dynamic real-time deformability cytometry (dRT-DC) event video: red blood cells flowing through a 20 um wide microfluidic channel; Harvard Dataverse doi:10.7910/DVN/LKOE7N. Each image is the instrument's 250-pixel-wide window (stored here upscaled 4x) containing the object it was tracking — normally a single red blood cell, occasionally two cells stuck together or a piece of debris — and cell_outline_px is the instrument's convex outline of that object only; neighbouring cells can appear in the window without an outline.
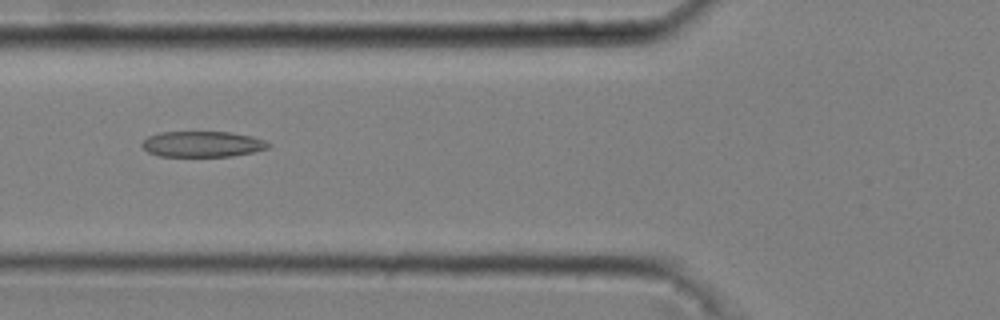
{"species": "common noctule bat (a hibernating species)", "species_latin": "Nyctalus noctula", "temperature_condition": "cold", "stored_images_in_passage": 49, "camera_frame_rate_fps": 3000, "um_per_image_px": 0.085, "animal": {"sex": "male", "body_mass_g": 20.4}, "frame": {"image": 1, "passage_image": 20, "time_ms": 6.333, "image_size_px": [1000, 320], "cell_outline_px": [[272, 144], [268, 148], [252, 152], [232, 156], [160, 156], [148, 152], [140, 144], [148, 136], [160, 132], [232, 132], [252, 136], [264, 140]], "centroid_in_image_um": [17.21, 12.24], "position_along_channel_um": 108.6, "area_um2": 18.96}}
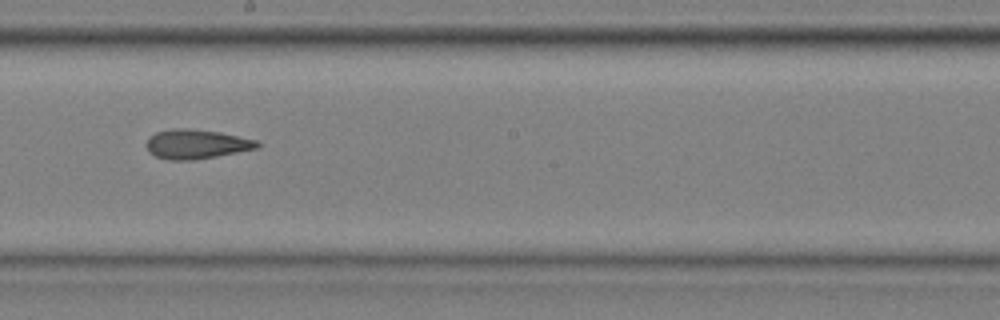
{"frame": {"image": 2, "passage_image": 30, "time_ms": 9.667, "image_size_px": [1000, 320], "cell_outline_px": [[260, 144], [256, 148], [196, 160], [168, 160], [156, 156], [148, 152], [144, 144], [156, 132], [172, 128], [188, 128], [220, 132], [256, 140]], "centroid_in_image_um": [16.64, 12.25], "position_along_channel_um": 231.6, "area_um2": 18.9}}
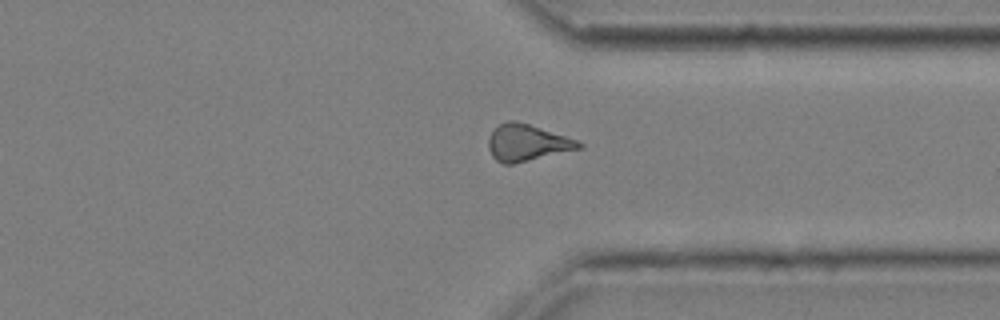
{"frame": {"image": 3, "passage_image": 41, "time_ms": 13.333, "image_size_px": [1000, 320], "cell_outline_px": [[584, 148], [512, 164], [504, 164], [496, 160], [492, 156], [488, 148], [488, 140], [492, 132], [500, 124], [508, 120], [516, 120], [576, 140], [584, 144]], "centroid_in_image_um": [44.8, 12.15], "position_along_channel_um": 366.6, "area_um2": 19.07}, "authors_computed_cell_mechanics": {"area_um2": 19.0162, "velocity_mm_per_s": 3.6818, "shape_relaxation_time_tau1_ms": null, "shape_relaxation_time_tau2_ms": 3.9336, "deformation_change_tau1": null, "deformation_change_tau2": 0.1441}}